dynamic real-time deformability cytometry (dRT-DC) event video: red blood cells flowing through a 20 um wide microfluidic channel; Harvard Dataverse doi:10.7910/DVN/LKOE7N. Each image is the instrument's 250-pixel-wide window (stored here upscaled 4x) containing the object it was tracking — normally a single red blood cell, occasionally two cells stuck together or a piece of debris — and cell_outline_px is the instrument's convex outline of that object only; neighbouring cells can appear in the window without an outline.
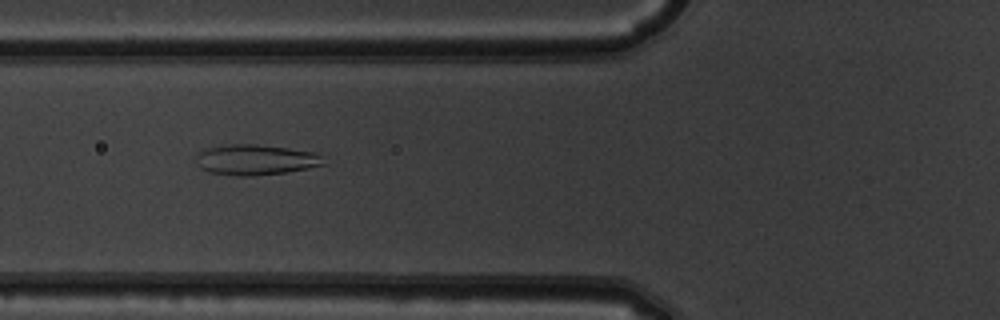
{"species": "common noctule bat (a hibernating species)", "species_latin": "Nyctalus noctula", "temperature_condition": "warm", "stored_images_in_passage": 52, "camera_frame_rate_fps": 3000, "um_per_image_px": 0.085, "animal": {"sex": "male", "body_mass_g": 19.5, "forearm_length_mm": 54.6}, "frame": {"image": 1, "passage_image": 20, "time_ms": 6.333, "image_size_px": [1000, 320], "cell_outline_px": [[324, 164], [308, 168], [288, 172], [252, 176], [236, 176], [208, 172], [200, 168], [196, 164], [196, 156], [200, 152], [208, 148], [228, 144], [256, 144], [288, 148], [312, 152], [324, 156]], "centroid_in_image_um": [21.71, 13.59], "position_along_channel_um": 104.1, "area_um2": 22.72}}
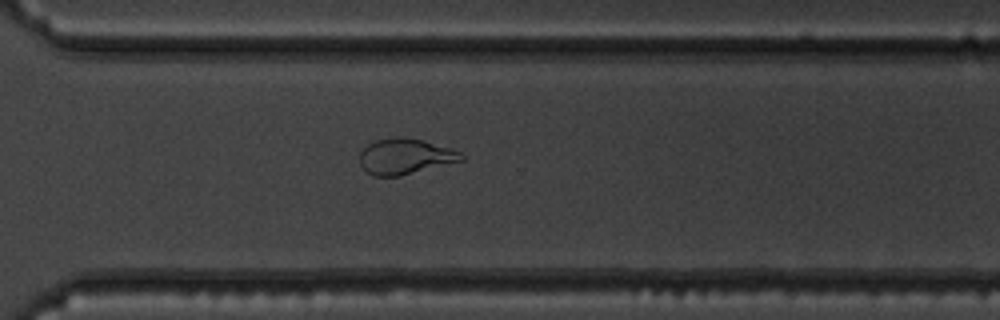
{"frame": {"image": 2, "passage_image": 38, "time_ms": 12.333, "image_size_px": [1000, 320], "cell_outline_px": [[464, 160], [400, 176], [372, 176], [360, 164], [360, 152], [368, 144], [376, 140], [396, 136], [400, 136], [424, 140], [452, 148], [460, 152], [464, 156]], "centroid_in_image_um": [34.45, 13.29], "position_along_channel_um": 336.1, "area_um2": 21.21}}
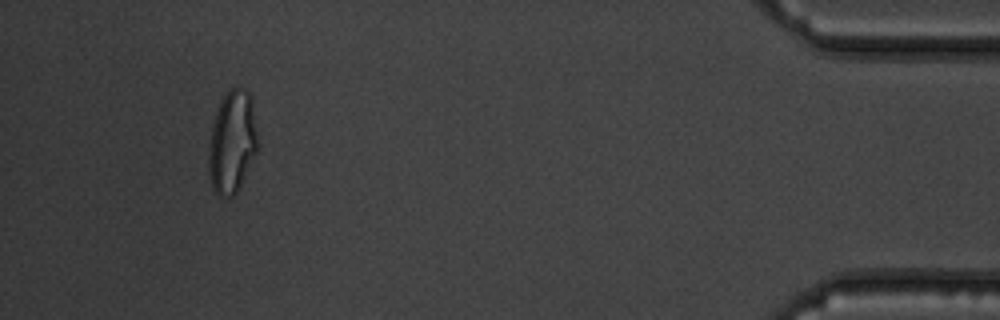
{"frame": {"image": 3, "passage_image": 49, "time_ms": 16.0, "image_size_px": [1000, 320], "cell_outline_px": [[256, 152], [240, 188], [228, 200], [220, 196], [212, 188], [208, 172], [208, 148], [212, 124], [220, 100], [232, 88], [244, 88], [248, 92], [252, 100], [256, 136]], "centroid_in_image_um": [19.7, 12.12], "position_along_channel_um": 415.5, "area_um2": 29.25}, "authors_computed_cell_mechanics": {"area_um2": 26.1256, "velocity_mm_per_s": 3.8708, "shape_relaxation_time_tau1_ms": null, "shape_relaxation_time_tau2_ms": 1.1029, "deformation_change_tau1": null, "deformation_change_tau2": 0.0596}}